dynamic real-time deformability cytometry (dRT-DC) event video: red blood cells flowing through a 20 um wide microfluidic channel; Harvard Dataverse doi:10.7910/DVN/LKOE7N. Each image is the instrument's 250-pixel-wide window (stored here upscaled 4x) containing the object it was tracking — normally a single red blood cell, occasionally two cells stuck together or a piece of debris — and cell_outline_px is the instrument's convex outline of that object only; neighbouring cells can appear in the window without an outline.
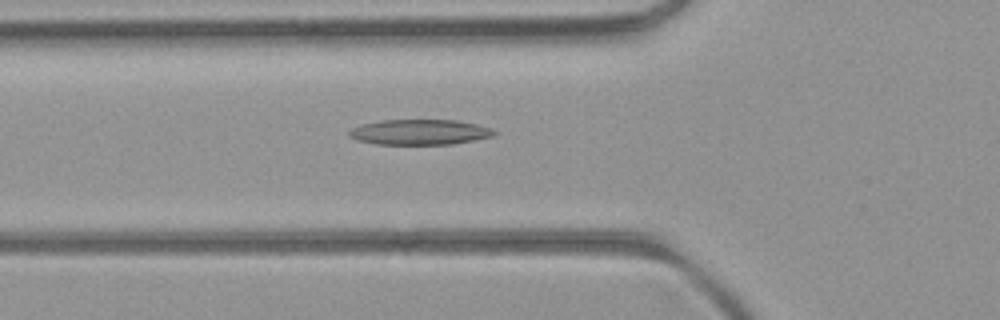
{"species": "common noctule bat (a hibernating species)", "species_latin": "Nyctalus noctula", "temperature_condition": "room temperature", "stored_images_in_passage": 31, "camera_frame_rate_fps": 3000, "um_per_image_px": 0.085, "animal": {"sex": "female", "body_mass_g": 21.9}, "frame": {"image": 1, "passage_image": 6, "time_ms": 1.667, "image_size_px": [1000, 320], "cell_outline_px": [[496, 136], [452, 144], [376, 144], [356, 140], [348, 136], [348, 132], [352, 128], [364, 124], [380, 120], [456, 120], [476, 124], [488, 128], [496, 132]], "centroid_in_image_um": [35.66, 11.23], "position_along_channel_um": 90.1, "area_um2": 21.33}}
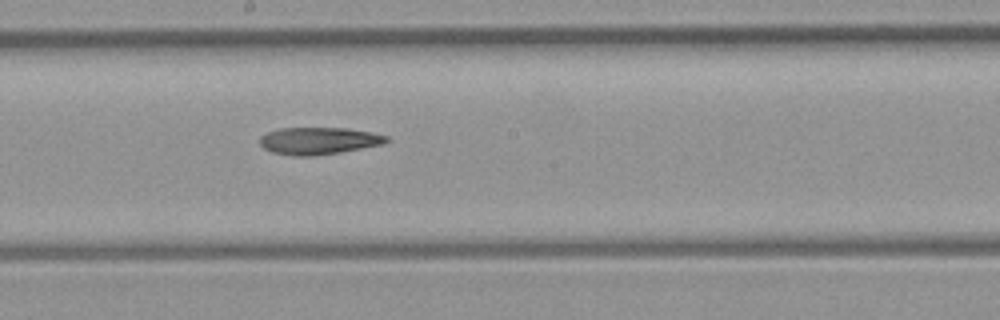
{"frame": {"image": 2, "passage_image": 15, "time_ms": 4.667, "image_size_px": [1000, 320], "cell_outline_px": [[388, 140], [380, 144], [340, 152], [316, 156], [292, 156], [272, 152], [264, 148], [260, 144], [260, 136], [268, 132], [280, 128], [348, 128], [372, 132], [388, 136]], "centroid_in_image_um": [27.05, 11.97], "position_along_channel_um": 221.2, "area_um2": 19.94}}
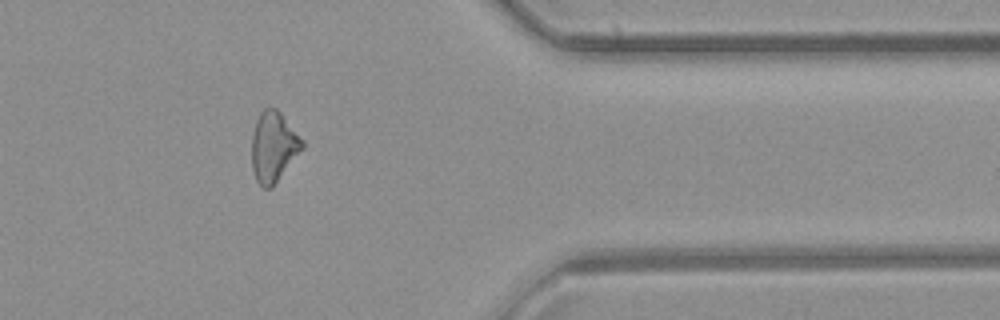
{"frame": {"image": 3, "passage_image": 28, "time_ms": 9.0, "image_size_px": [1000, 320], "cell_outline_px": [[304, 148], [272, 188], [264, 188], [256, 180], [252, 168], [252, 136], [256, 120], [260, 112], [264, 108], [276, 108], [280, 112], [304, 140]], "centroid_in_image_um": [23.26, 12.48], "position_along_channel_um": 388.1, "area_um2": 20.75}}